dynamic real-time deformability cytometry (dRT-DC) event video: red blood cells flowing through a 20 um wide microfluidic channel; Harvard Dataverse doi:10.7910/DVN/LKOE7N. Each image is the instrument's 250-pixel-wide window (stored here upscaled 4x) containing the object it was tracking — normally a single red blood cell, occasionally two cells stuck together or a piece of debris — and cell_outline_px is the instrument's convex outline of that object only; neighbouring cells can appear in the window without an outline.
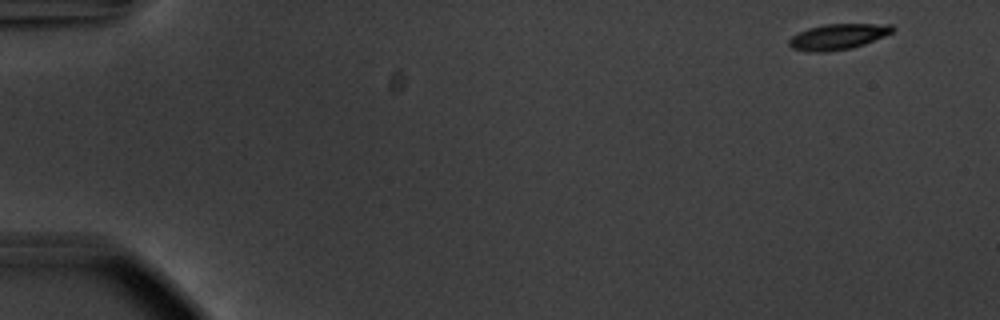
{"species": "common noctule bat (a hibernating species)", "species_latin": "Nyctalus noctula", "temperature_condition": "warm", "stored_images_in_passage": 52, "camera_frame_rate_fps": 3000, "um_per_image_px": 0.085, "animal": {"sex": "male", "body_mass_g": 20.1, "forearm_length_mm": 53.5}, "frame": {"image": 1, "passage_image": 1, "time_ms": 0.0, "image_size_px": [1000, 320], "cell_outline_px": [[896, 28], [892, 32], [884, 36], [864, 44], [852, 48], [828, 52], [808, 52], [792, 48], [788, 44], [788, 40], [792, 36], [808, 28], [824, 24], [892, 24]], "centroid_in_image_um": [71.22, 3.12], "position_along_channel_um": 13.8, "area_um2": 15.55}}
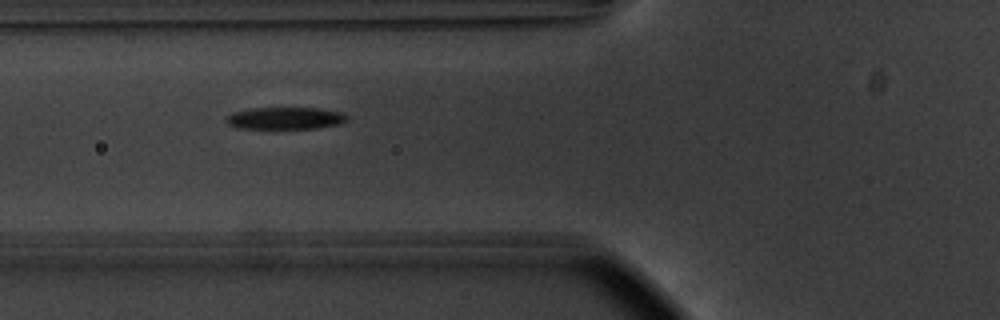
{"frame": {"image": 2, "passage_image": 19, "time_ms": 6.0, "image_size_px": [1000, 320], "cell_outline_px": [[348, 120], [340, 124], [316, 128], [236, 128], [228, 124], [224, 120], [232, 112], [252, 108], [320, 108], [340, 112], [348, 116]], "centroid_in_image_um": [24.24, 10.04], "position_along_channel_um": 101.6, "area_um2": 15.55}}
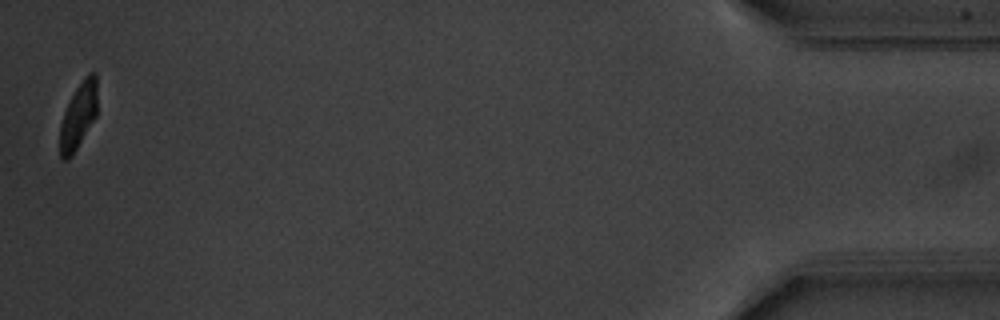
{"frame": {"image": 3, "passage_image": 52, "time_ms": 17.0, "image_size_px": [1000, 320], "cell_outline_px": [[96, 116], [72, 156], [68, 160], [64, 160], [60, 156], [60, 124], [68, 100], [84, 76], [88, 72], [96, 72]], "centroid_in_image_um": [6.65, 9.82], "position_along_channel_um": 428.6, "area_um2": 14.39}, "authors_computed_cell_mechanics": {"area_um2": 15.9817, "velocity_mm_per_s": 3.7301, "shape_relaxation_time_tau1_ms": 2.3073, "shape_relaxation_time_tau2_ms": 3.3993, "deformation_change_tau1": 0.1629, "deformation_change_tau2": 0.0851}}